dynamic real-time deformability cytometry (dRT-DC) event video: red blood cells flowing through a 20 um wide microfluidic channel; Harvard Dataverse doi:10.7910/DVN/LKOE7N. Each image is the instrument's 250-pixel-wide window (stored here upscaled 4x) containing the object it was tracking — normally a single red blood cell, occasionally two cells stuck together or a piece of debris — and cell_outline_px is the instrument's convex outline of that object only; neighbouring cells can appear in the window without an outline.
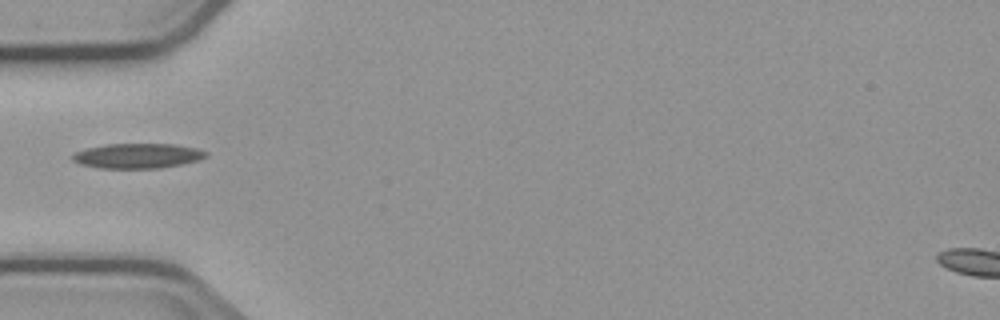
{"species": "common noctule bat (a hibernating species)", "species_latin": "Nyctalus noctula", "temperature_condition": "cold", "stored_images_in_passage": 2, "camera_frame_rate_fps": 3000, "um_per_image_px": 0.085, "animal": {"sex": "male", "body_mass_g": 23.1, "forearm_length_mm": 52.7}, "frame": {"image": 1, "passage_image": 1, "time_ms": 0.0, "image_size_px": [1000, 320], "cell_outline_px": [[208, 156], [196, 160], [180, 164], [160, 168], [100, 168], [80, 164], [72, 160], [72, 156], [76, 152], [88, 148], [108, 144], [176, 144], [196, 148], [208, 152]], "centroid_in_image_um": [11.71, 13.24], "position_along_channel_um": 73.3, "area_um2": 19.19}}
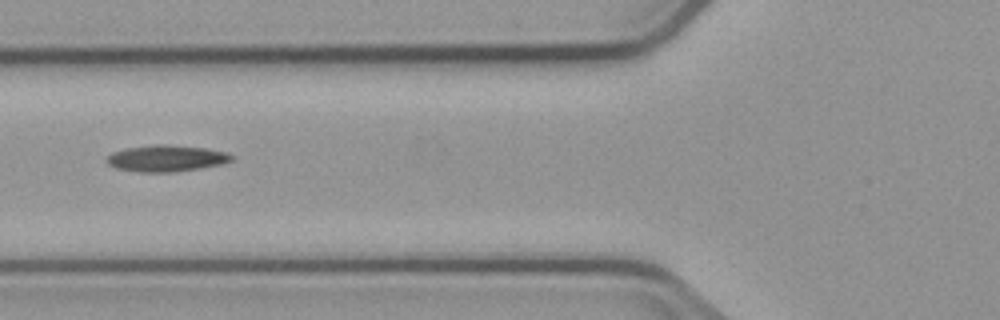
{"frame": {"image": 2, "passage_image": 2, "time_ms": 1.0, "image_size_px": [1000, 320], "cell_outline_px": [[236, 156], [232, 160], [220, 164], [200, 168], [172, 172], [140, 172], [116, 168], [108, 164], [108, 156], [112, 152], [124, 148], [156, 144], [164, 144], [208, 148], [224, 152]], "centroid_in_image_um": [14.14, 13.45], "position_along_channel_um": 111.7, "area_um2": 19.19}}